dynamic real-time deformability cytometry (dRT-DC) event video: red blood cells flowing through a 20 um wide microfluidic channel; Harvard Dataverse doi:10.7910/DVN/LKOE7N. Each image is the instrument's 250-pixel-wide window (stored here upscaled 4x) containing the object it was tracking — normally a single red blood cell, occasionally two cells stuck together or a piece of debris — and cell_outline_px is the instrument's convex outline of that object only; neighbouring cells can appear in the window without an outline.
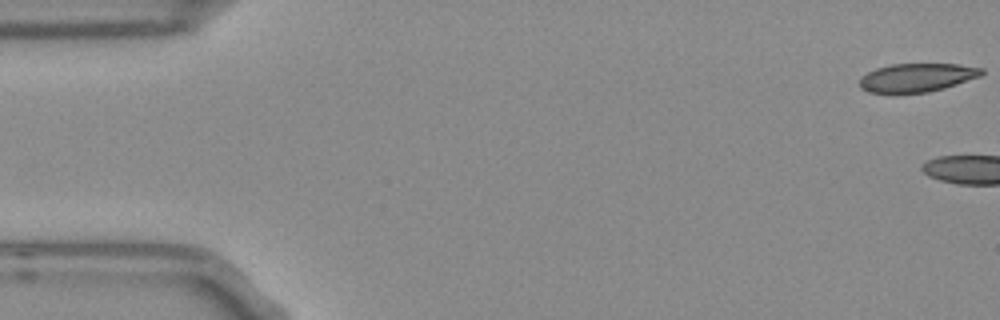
{"species": "Egyptian fruit bat (a non-hibernating species)", "species_latin": "Rousettus aegyptiacus", "temperature_condition": "room temperature", "stored_images_in_passage": 4, "camera_frame_rate_fps": 3000, "um_per_image_px": 0.085, "frame": {"image": 1, "passage_image": 1, "time_ms": 0.0, "image_size_px": [1000, 320], "cell_outline_px": [[984, 72], [980, 76], [944, 88], [928, 92], [868, 92], [860, 88], [860, 76], [876, 68], [892, 64], [960, 64], [984, 68]], "centroid_in_image_um": [77.95, 6.58], "position_along_channel_um": 7.1, "area_um2": 20.11}}